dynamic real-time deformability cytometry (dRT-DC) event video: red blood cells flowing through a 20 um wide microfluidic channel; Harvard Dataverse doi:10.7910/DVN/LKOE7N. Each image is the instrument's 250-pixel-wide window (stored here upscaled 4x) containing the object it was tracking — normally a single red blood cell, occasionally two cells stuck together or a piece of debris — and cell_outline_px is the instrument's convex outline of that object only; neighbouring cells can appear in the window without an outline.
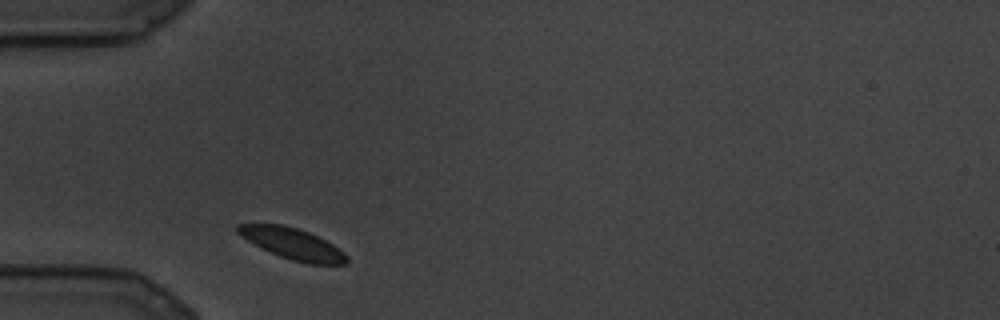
{"species": "common noctule bat (a hibernating species)", "species_latin": "Nyctalus noctula", "temperature_condition": "cold", "stored_images_in_passage": 4, "camera_frame_rate_fps": 3000, "um_per_image_px": 0.085, "animal": {"sex": "male", "body_mass_g": 19.5, "forearm_length_mm": 54.6}, "frame": {"image": 1, "passage_image": 1, "time_ms": 0.0, "image_size_px": [1000, 320], "cell_outline_px": [[348, 264], [308, 264], [292, 260], [280, 256], [240, 236], [236, 232], [236, 224], [284, 224], [308, 232], [332, 244], [344, 252], [348, 256]], "centroid_in_image_um": [24.88, 20.71], "position_along_channel_um": 60.1, "area_um2": 19.48}}
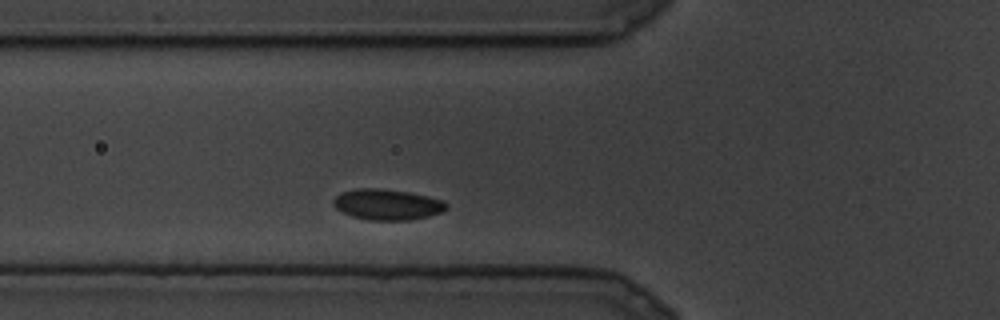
{"frame": {"image": 2, "passage_image": 2, "time_ms": 0.333, "image_size_px": [1000, 320], "cell_outline_px": [[448, 208], [440, 212], [428, 216], [408, 220], [368, 220], [352, 216], [340, 212], [332, 204], [332, 200], [336, 196], [344, 192], [356, 188], [380, 188], [408, 192], [428, 196], [440, 200], [448, 204]], "centroid_in_image_um": [32.88, 17.38], "position_along_channel_um": 92.9, "area_um2": 20.23}}
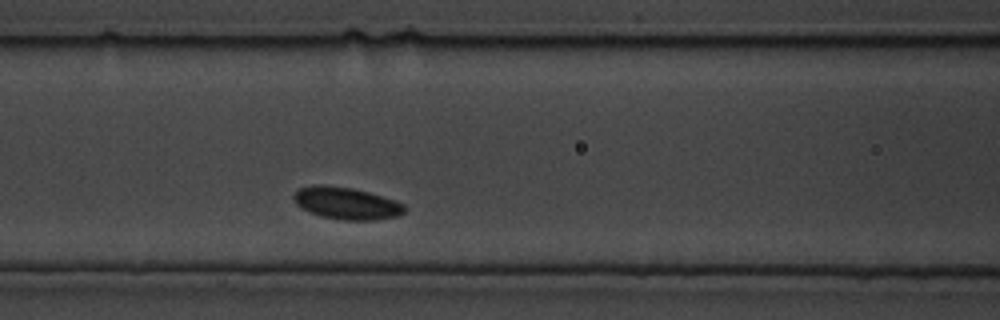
{"frame": {"image": 3, "passage_image": 4, "time_ms": 1.0, "image_size_px": [1000, 320], "cell_outline_px": [[404, 212], [396, 216], [376, 220], [340, 220], [320, 216], [308, 212], [300, 208], [296, 204], [292, 196], [300, 188], [316, 184], [320, 184], [352, 188], [368, 192], [396, 200], [404, 204]], "centroid_in_image_um": [29.41, 17.28], "position_along_channel_um": 137.2, "area_um2": 20.81}}